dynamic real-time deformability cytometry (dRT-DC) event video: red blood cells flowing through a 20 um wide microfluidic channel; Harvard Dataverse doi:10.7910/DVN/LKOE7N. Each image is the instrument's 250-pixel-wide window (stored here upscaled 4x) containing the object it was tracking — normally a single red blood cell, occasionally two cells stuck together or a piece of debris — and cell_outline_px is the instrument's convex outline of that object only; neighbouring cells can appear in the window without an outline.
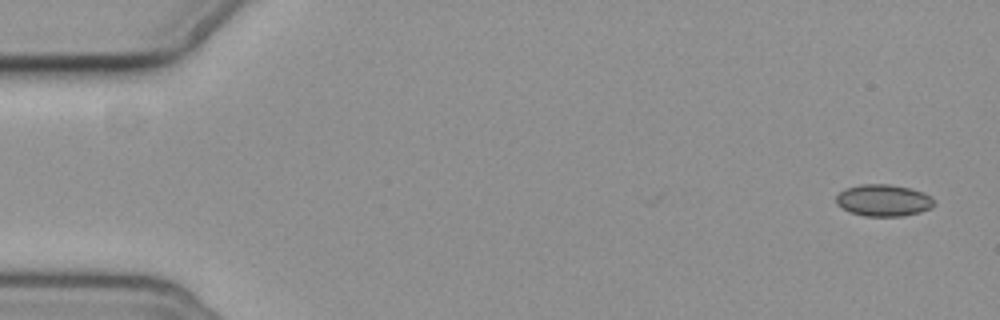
{"species": "common noctule bat (a hibernating species)", "species_latin": "Nyctalus noctula", "temperature_condition": "cold", "stored_images_in_passage": 10, "camera_frame_rate_fps": 3000, "um_per_image_px": 0.085, "animal": {"sex": "female", "body_mass_g": 19.3, "forearm_length_mm": 54.1}, "frame": {"image": 1, "passage_image": 1, "time_ms": 0.0, "image_size_px": [1000, 320], "cell_outline_px": [[936, 204], [932, 208], [920, 212], [904, 216], [864, 216], [852, 212], [836, 204], [836, 196], [840, 192], [848, 188], [860, 184], [888, 184], [912, 188], [924, 192], [932, 196]], "centroid_in_image_um": [75.16, 17.02], "position_along_channel_um": 9.8, "area_um2": 18.26}}
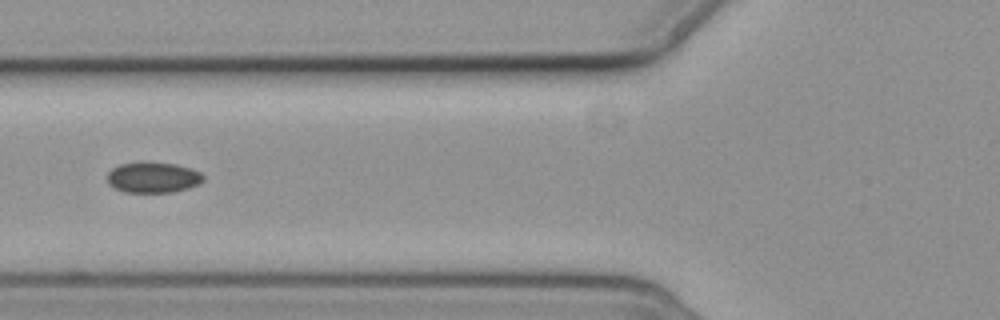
{"frame": {"image": 2, "passage_image": 7, "time_ms": 7.0, "image_size_px": [1000, 320], "cell_outline_px": [[204, 180], [200, 184], [188, 188], [172, 192], [124, 192], [108, 184], [108, 172], [112, 168], [120, 164], [176, 164], [200, 172], [204, 176]], "centroid_in_image_um": [13.03, 15.12], "position_along_channel_um": 112.8, "area_um2": 16.65}}
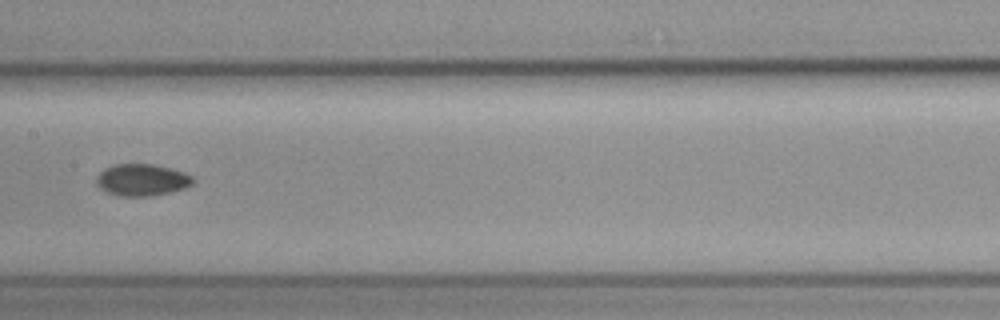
{"frame": {"image": 3, "passage_image": 9, "time_ms": 9.333, "image_size_px": [1000, 320], "cell_outline_px": [[196, 180], [192, 184], [184, 188], [168, 192], [148, 196], [120, 196], [108, 192], [100, 188], [96, 184], [96, 176], [104, 168], [116, 164], [152, 164], [184, 172], [192, 176]], "centroid_in_image_um": [12.05, 15.29], "position_along_channel_um": 195.4, "area_um2": 17.8}}